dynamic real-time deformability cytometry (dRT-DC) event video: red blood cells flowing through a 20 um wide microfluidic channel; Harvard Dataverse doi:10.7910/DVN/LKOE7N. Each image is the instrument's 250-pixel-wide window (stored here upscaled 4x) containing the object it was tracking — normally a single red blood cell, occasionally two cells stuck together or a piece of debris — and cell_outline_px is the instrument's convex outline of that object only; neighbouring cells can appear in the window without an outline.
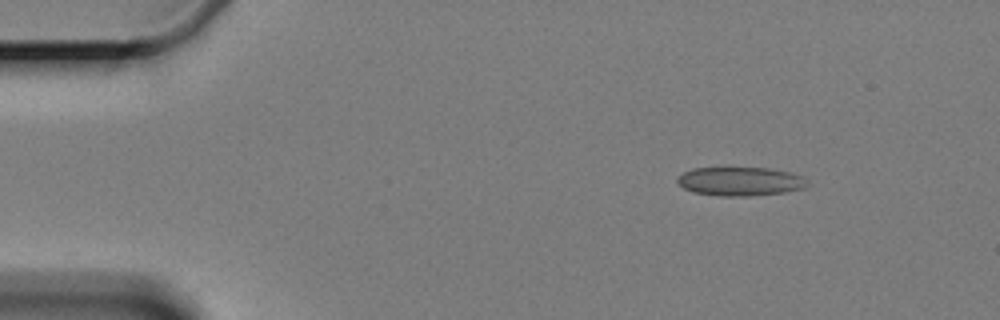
{"species": "Egyptian fruit bat (a non-hibernating species)", "species_latin": "Rousettus aegyptiacus", "temperature_condition": "cold", "stored_images_in_passage": 3, "camera_frame_rate_fps": 3000, "um_per_image_px": 0.085, "animal": {"sex": "female"}, "frame": {"image": 1, "passage_image": 1, "time_ms": 0.0, "image_size_px": [1000, 320], "cell_outline_px": [[804, 188], [784, 192], [744, 196], [720, 196], [692, 192], [684, 188], [676, 180], [684, 172], [692, 168], [728, 164], [768, 168], [788, 172], [800, 176], [804, 184]], "centroid_in_image_um": [62.79, 15.36], "position_along_channel_um": 22.2, "area_um2": 22.37}}